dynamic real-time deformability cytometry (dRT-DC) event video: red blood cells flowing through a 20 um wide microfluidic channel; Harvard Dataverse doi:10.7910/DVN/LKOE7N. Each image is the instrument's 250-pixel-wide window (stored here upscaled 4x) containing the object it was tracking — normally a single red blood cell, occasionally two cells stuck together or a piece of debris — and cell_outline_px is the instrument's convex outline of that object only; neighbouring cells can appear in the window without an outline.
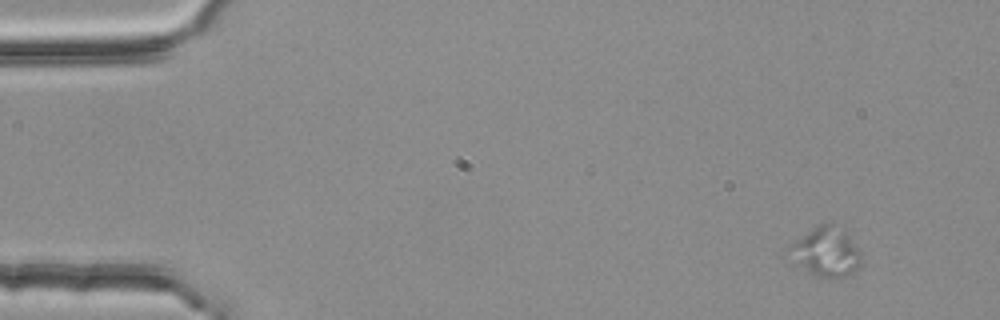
{"species": "common noctule bat (a hibernating species)", "species_latin": "Nyctalus noctula", "temperature_condition": "room temperature", "stored_images_in_passage": 4, "camera_frame_rate_fps": 3000, "um_per_image_px": 0.085, "animal": {"sex": "female", "body_mass_g": 25.1}, "frame": {"image": 1, "passage_image": 1, "time_ms": 0.0, "image_size_px": [1000, 320], "cell_outline_px": [[860, 260], [856, 268], [844, 276], [820, 276], [812, 272], [788, 248], [796, 240], [812, 228], [820, 224], [832, 220], [844, 232], [856, 248], [860, 256]], "centroid_in_image_um": [70.27, 21.31], "position_along_channel_um": 14.7, "area_um2": 18.84}}
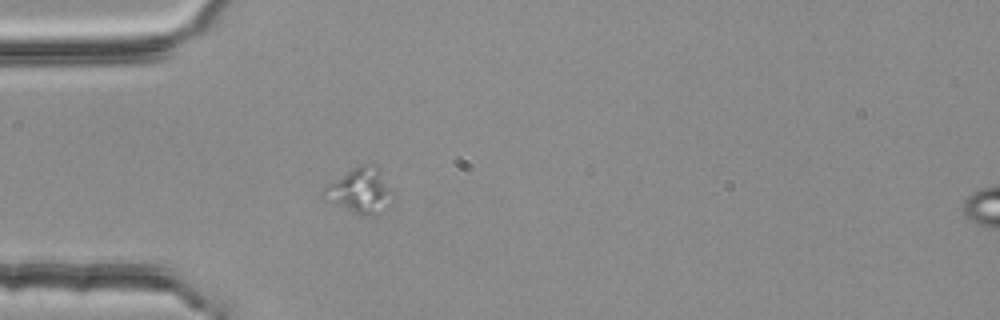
{"frame": {"image": 2, "passage_image": 4, "time_ms": 1.0, "image_size_px": [1000, 320], "cell_outline_px": [[396, 196], [376, 216], [364, 216], [324, 200], [320, 196], [320, 192], [328, 184], [352, 168], [360, 164], [376, 164], [380, 168]], "centroid_in_image_um": [30.63, 16.2], "position_along_channel_um": 54.4, "area_um2": 18.55}}